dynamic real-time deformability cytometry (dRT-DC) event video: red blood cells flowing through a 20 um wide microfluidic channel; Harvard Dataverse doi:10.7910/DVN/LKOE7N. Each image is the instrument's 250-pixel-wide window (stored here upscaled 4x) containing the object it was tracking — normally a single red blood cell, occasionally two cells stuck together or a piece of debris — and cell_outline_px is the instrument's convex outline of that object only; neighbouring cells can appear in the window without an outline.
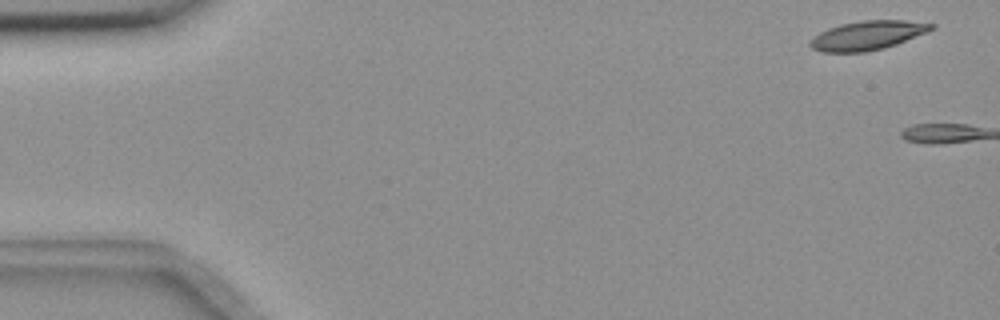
{"species": "common noctule bat (a hibernating species)", "species_latin": "Nyctalus noctula", "temperature_condition": "room temperature", "stored_images_in_passage": 5, "camera_frame_rate_fps": 3000, "um_per_image_px": 0.085, "animal": {"sex": "female", "body_mass_g": 18.4}, "frame": {"image": 1, "passage_image": 3, "time_ms": 0.667, "image_size_px": [1000, 320], "cell_outline_px": [[936, 28], [928, 32], [896, 44], [884, 48], [864, 52], [820, 52], [812, 48], [808, 44], [820, 32], [828, 28], [840, 24], [860, 20], [904, 20], [936, 24]], "centroid_in_image_um": [73.77, 3.0], "position_along_channel_um": 11.2, "area_um2": 20.58}}